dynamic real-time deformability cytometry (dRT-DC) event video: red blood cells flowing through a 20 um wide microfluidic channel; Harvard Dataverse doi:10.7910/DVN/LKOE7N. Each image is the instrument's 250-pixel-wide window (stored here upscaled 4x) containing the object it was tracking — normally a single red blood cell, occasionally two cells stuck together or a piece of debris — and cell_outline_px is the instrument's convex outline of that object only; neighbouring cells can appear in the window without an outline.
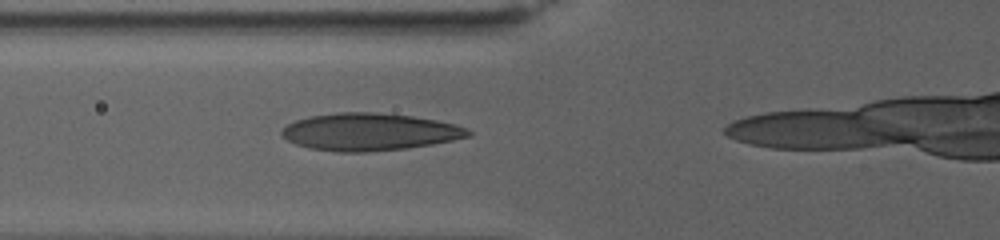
{"species": "human", "species_latin": "Homo sapiens", "temperature_condition": "warm", "stored_images_in_passage": 52, "camera_frame_rate_fps": 3000, "um_per_image_px": 0.085, "donor": {"sex": "female"}, "frame": {"image": 1, "passage_image": 17, "time_ms": 5.333, "image_size_px": [1000, 240], "cell_outline_px": [[472, 136], [432, 144], [404, 148], [368, 152], [336, 152], [308, 148], [296, 144], [280, 136], [280, 132], [288, 124], [296, 120], [308, 116], [340, 112], [376, 112], [412, 116], [436, 120], [468, 128], [472, 132]], "centroid_in_image_um": [31.38, 11.21], "position_along_channel_um": 94.4, "area_um2": 40.63}}
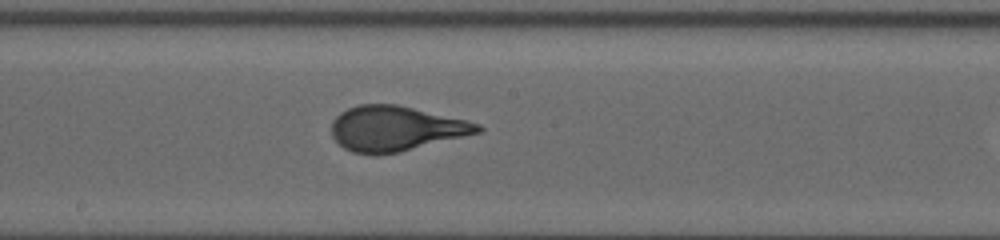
{"frame": {"image": 2, "passage_image": 30, "time_ms": 9.667, "image_size_px": [1000, 240], "cell_outline_px": [[484, 128], [480, 132], [400, 152], [372, 156], [352, 152], [344, 148], [332, 136], [332, 120], [340, 112], [356, 104], [396, 104], [464, 120], [480, 124]], "centroid_in_image_um": [33.58, 10.94], "position_along_channel_um": 214.6, "area_um2": 38.21}}
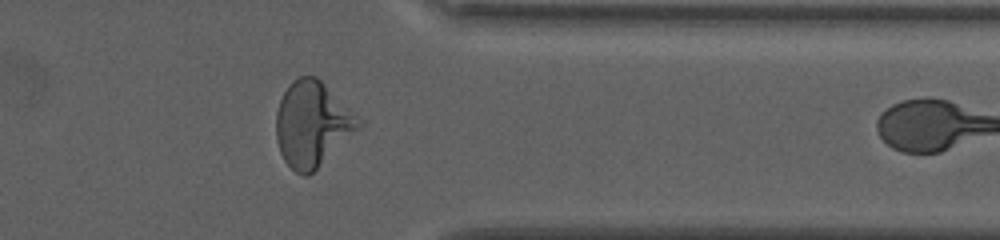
{"frame": {"image": 3, "passage_image": 49, "time_ms": 16.0, "image_size_px": [1000, 240], "cell_outline_px": [[364, 124], [360, 128], [308, 176], [304, 176], [296, 172], [284, 160], [280, 152], [276, 140], [276, 112], [280, 100], [288, 84], [292, 80], [300, 76], [316, 76]], "centroid_in_image_um": [26.5, 10.55], "position_along_channel_um": 384.9, "area_um2": 40.29}}